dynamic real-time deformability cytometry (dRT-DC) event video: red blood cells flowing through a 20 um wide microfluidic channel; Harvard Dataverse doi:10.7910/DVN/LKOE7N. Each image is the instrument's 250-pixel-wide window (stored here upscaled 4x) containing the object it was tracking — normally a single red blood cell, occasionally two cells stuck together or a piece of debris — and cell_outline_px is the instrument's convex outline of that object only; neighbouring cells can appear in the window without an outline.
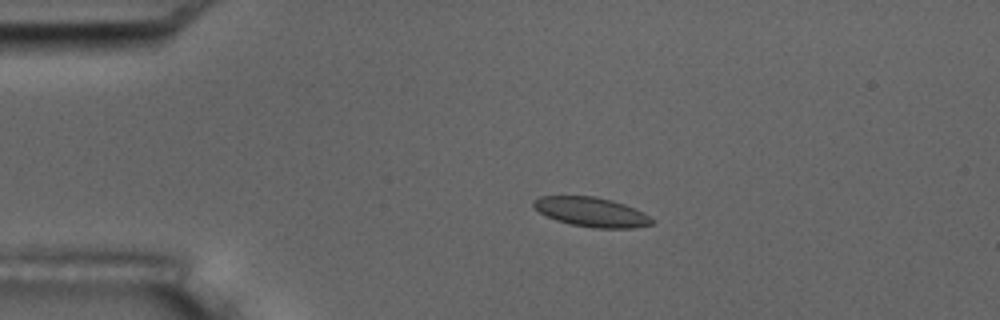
{"species": "common noctule bat (a hibernating species)", "species_latin": "Nyctalus noctula", "temperature_condition": "room temperature", "stored_images_in_passage": 7, "camera_frame_rate_fps": 3000, "um_per_image_px": 0.085, "animal": {"sex": "male", "body_mass_g": 17.5, "forearm_length_mm": 52.3}, "frame": {"image": 1, "passage_image": 4, "time_ms": 3.667, "image_size_px": [1000, 320], "cell_outline_px": [[652, 224], [636, 228], [596, 228], [572, 224], [556, 220], [540, 212], [532, 204], [532, 200], [540, 196], [596, 196], [612, 200], [624, 204], [644, 212], [652, 220]], "centroid_in_image_um": [50.27, 18.01], "position_along_channel_um": 34.7, "area_um2": 20.17}}
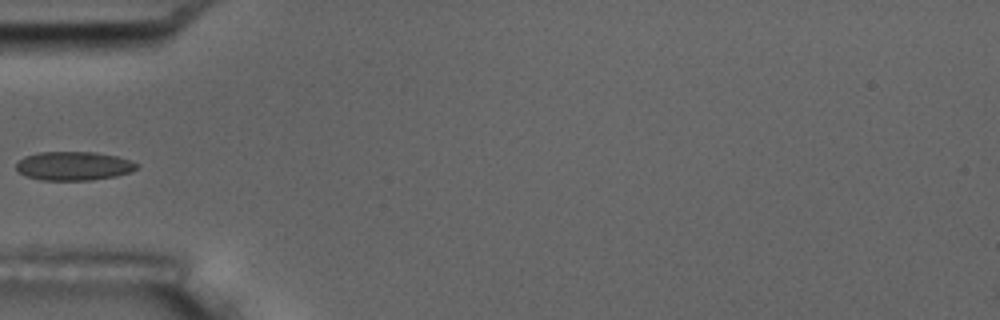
{"frame": {"image": 2, "passage_image": 6, "time_ms": 6.0, "image_size_px": [1000, 320], "cell_outline_px": [[140, 164], [136, 168], [128, 172], [116, 176], [92, 180], [40, 180], [24, 176], [16, 168], [16, 164], [24, 156], [40, 152], [96, 152], [116, 156]], "centroid_in_image_um": [6.23, 14.11], "position_along_channel_um": 78.8, "area_um2": 20.17}}